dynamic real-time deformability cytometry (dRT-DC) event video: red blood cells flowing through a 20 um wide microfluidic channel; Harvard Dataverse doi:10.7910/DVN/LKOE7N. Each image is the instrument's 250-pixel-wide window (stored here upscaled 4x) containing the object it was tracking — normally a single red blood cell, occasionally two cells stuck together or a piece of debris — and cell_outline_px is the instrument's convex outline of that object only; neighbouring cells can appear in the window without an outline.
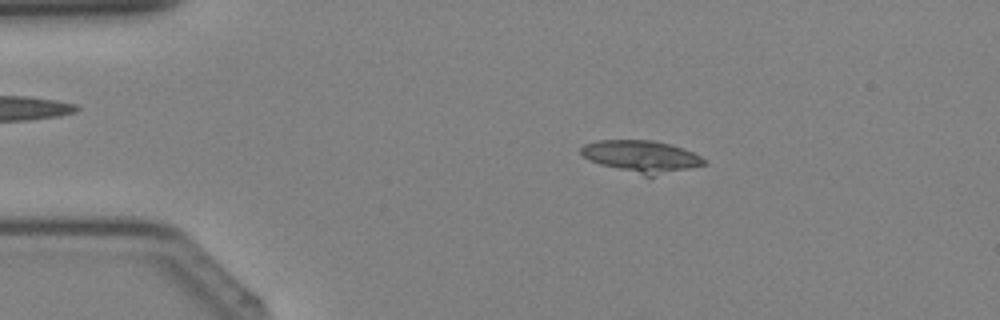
{"species": "Egyptian fruit bat (a non-hibernating species)", "species_latin": "Rousettus aegyptiacus", "temperature_condition": "cold", "stored_images_in_passage": 36, "camera_frame_rate_fps": 3000, "um_per_image_px": 0.085, "animal": {"sex": "female"}, "frame": {"image": 1, "passage_image": 4, "time_ms": 1.0, "image_size_px": [1000, 320], "cell_outline_px": [[704, 164], [688, 168], [652, 176], [644, 176], [600, 164], [584, 156], [580, 152], [580, 148], [584, 144], [600, 140], [656, 140], [684, 148], [700, 156], [704, 160]], "centroid_in_image_um": [54.49, 13.28], "position_along_channel_um": 30.5, "area_um2": 22.54}}
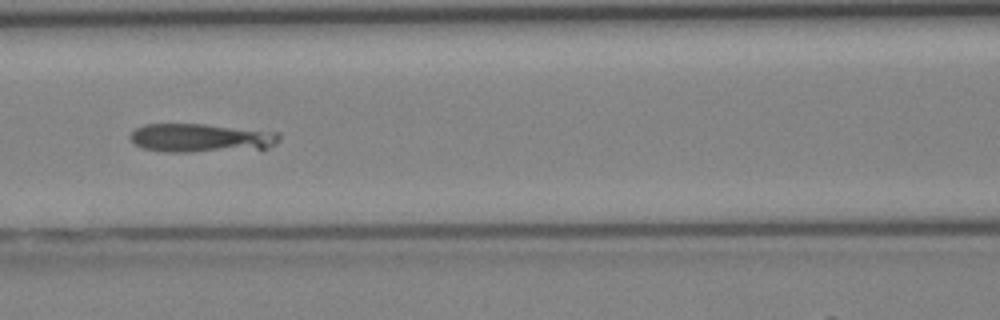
{"frame": {"image": 2, "passage_image": 14, "time_ms": 4.333, "image_size_px": [1000, 320], "cell_outline_px": [[280, 140], [276, 144], [268, 148], [192, 152], [168, 152], [144, 148], [136, 144], [132, 140], [132, 132], [136, 128], [144, 124], [204, 124], [280, 132]], "centroid_in_image_um": [17.14, 11.72], "position_along_channel_um": 149.5, "area_um2": 24.74}}
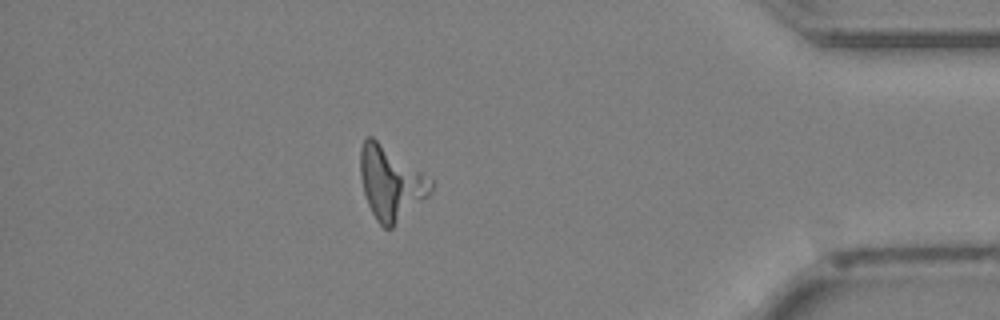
{"frame": {"image": 3, "passage_image": 31, "time_ms": 10.0, "image_size_px": [1000, 320], "cell_outline_px": [[432, 192], [428, 196], [392, 228], [384, 228], [376, 220], [368, 204], [364, 192], [360, 176], [360, 148], [364, 140], [368, 136], [372, 136], [432, 180]], "centroid_in_image_um": [33.19, 15.57], "position_along_channel_um": 402.0, "area_um2": 29.59}}